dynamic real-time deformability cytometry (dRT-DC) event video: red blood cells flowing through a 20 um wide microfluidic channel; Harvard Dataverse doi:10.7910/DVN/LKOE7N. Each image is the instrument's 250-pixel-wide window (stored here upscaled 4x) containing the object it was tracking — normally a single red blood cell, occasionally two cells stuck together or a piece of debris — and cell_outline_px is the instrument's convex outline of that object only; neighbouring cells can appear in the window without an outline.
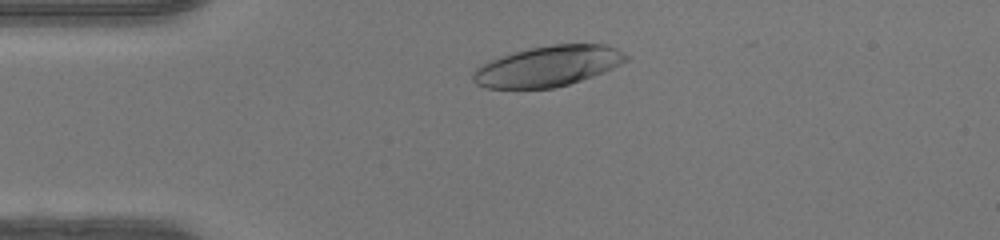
{"species": "human", "species_latin": "Homo sapiens", "temperature_condition": "warm", "stored_images_in_passage": 35, "camera_frame_rate_fps": 3000, "um_per_image_px": 0.085, "donor": {"sex": "female"}, "frame": {"image": 1, "passage_image": 6, "time_ms": 1.667, "image_size_px": [1000, 240], "cell_outline_px": [[628, 60], [604, 72], [556, 88], [484, 88], [476, 84], [472, 80], [472, 72], [476, 68], [488, 60], [500, 56], [532, 48], [552, 44], [608, 44], [624, 52], [628, 56]], "centroid_in_image_um": [46.57, 5.62], "position_along_channel_um": 38.4, "area_um2": 36.13}}
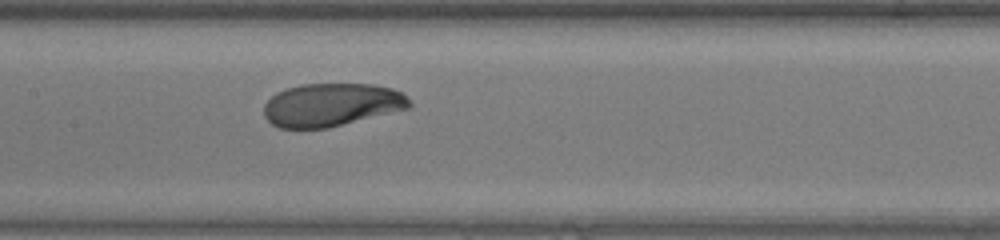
{"frame": {"image": 2, "passage_image": 18, "time_ms": 5.667, "image_size_px": [1000, 240], "cell_outline_px": [[412, 104], [408, 108], [328, 128], [280, 128], [272, 124], [264, 116], [264, 104], [276, 92], [300, 84], [372, 84], [392, 88], [400, 92]], "centroid_in_image_um": [28.14, 8.9], "position_along_channel_um": 179.3, "area_um2": 36.3}}
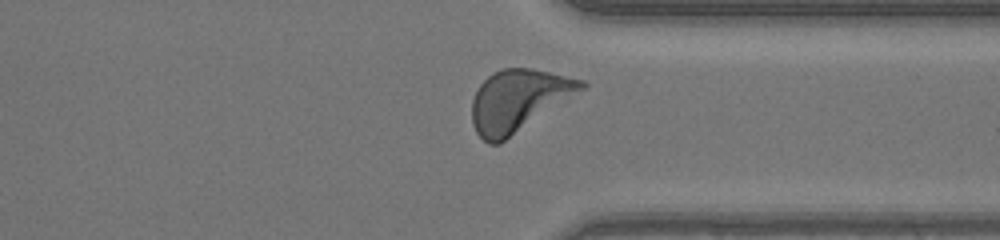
{"frame": {"image": 3, "passage_image": 31, "time_ms": 10.0, "image_size_px": [1000, 240], "cell_outline_px": [[588, 84], [584, 88], [500, 144], [488, 144], [476, 132], [472, 124], [472, 100], [480, 84], [492, 72], [500, 68], [532, 68], [584, 80]], "centroid_in_image_um": [44.03, 8.53], "position_along_channel_um": 367.4, "area_um2": 39.02}, "authors_computed_cell_mechanics": {"area_um2": 37.3966, "velocity_mm_per_s": 4.362, "shape_relaxation_time_tau1_ms": 2.7499, "shape_relaxation_time_tau2_ms": null, "deformation_change_tau1": 0.1788, "deformation_change_tau2": null}}